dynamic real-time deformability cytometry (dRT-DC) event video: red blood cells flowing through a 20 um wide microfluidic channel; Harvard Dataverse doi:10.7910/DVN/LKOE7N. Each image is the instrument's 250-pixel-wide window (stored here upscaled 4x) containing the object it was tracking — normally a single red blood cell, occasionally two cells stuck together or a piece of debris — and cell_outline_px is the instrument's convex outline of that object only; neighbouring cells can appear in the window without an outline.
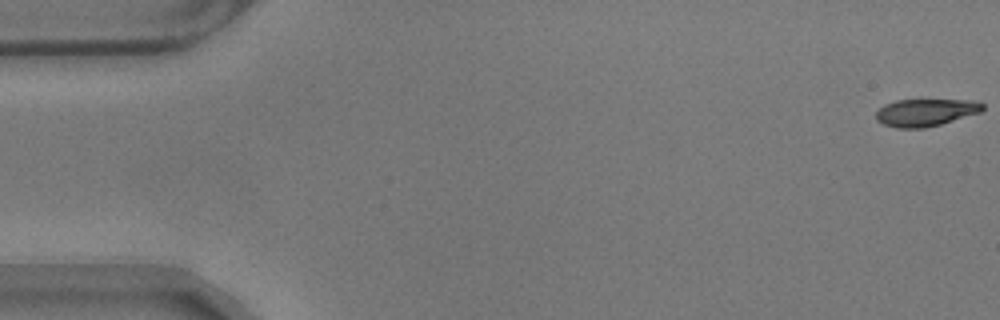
{"species": "common noctule bat (a hibernating species)", "species_latin": "Nyctalus noctula", "temperature_condition": "warm", "stored_images_in_passage": 12, "camera_frame_rate_fps": 3000, "um_per_image_px": 0.085, "animal": {"sex": "male", "body_mass_g": 17.9}, "frame": {"image": 1, "passage_image": 1, "time_ms": 0.0, "image_size_px": [1000, 320], "cell_outline_px": [[984, 108], [980, 112], [940, 124], [924, 128], [896, 128], [884, 124], [876, 120], [876, 112], [884, 104], [896, 100], [972, 100], [984, 104]], "centroid_in_image_um": [78.65, 9.55], "position_along_channel_um": 6.4, "area_um2": 16.88}}